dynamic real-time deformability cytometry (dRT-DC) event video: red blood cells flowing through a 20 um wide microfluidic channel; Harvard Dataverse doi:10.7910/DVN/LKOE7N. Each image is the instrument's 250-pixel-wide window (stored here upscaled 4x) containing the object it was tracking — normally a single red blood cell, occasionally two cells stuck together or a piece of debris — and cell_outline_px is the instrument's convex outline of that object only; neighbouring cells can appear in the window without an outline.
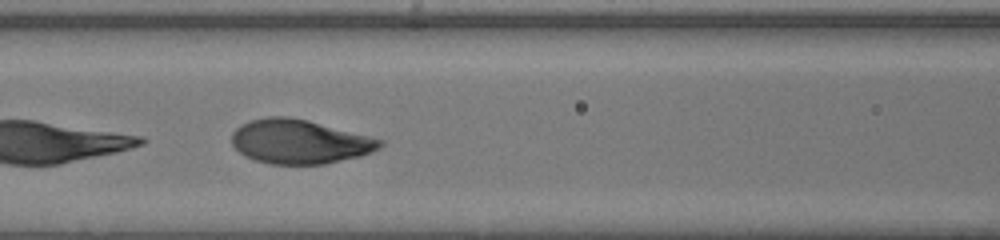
{"species": "human", "species_latin": "Homo sapiens", "temperature_condition": "warm", "stored_images_in_passage": 9, "camera_frame_rate_fps": 3000, "um_per_image_px": 0.085, "donor": {"sex": "male"}, "frame": {"image": 1, "passage_image": 7, "time_ms": 2.0, "image_size_px": [1000, 240], "cell_outline_px": [[384, 144], [380, 148], [372, 152], [360, 156], [324, 164], [268, 164], [256, 160], [240, 152], [232, 144], [232, 132], [240, 124], [252, 120], [268, 116], [288, 116], [308, 120], [384, 140]], "centroid_in_image_um": [25.47, 12.03], "position_along_channel_um": 141.1, "area_um2": 38.03}}